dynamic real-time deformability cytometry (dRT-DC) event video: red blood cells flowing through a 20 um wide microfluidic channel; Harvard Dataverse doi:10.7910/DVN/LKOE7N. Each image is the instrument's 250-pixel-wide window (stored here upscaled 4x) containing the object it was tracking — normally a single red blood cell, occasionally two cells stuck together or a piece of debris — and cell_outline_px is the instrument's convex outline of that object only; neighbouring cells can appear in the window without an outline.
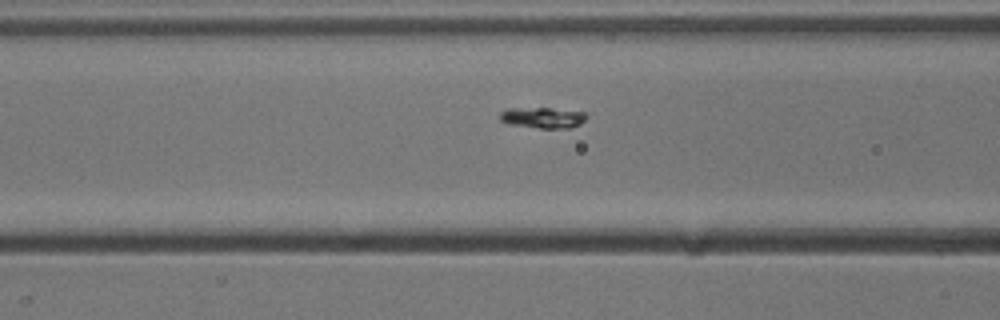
{"species": "common noctule bat (a hibernating species)", "species_latin": "Nyctalus noctula", "temperature_condition": "cold", "stored_images_in_passage": 18, "camera_frame_rate_fps": 3000, "um_per_image_px": 0.085, "animal": {"sex": "male", "body_mass_g": 13.3}, "frame": {"image": 1, "passage_image": 16, "time_ms": 5.0, "image_size_px": [1000, 320], "cell_outline_px": [[588, 116], [580, 124], [568, 128], [540, 128], [508, 124], [500, 120], [500, 112], [508, 108], [552, 108], [584, 112]], "centroid_in_image_um": [46.12, 10.0], "position_along_channel_um": 120.5, "area_um2": 10.52}}